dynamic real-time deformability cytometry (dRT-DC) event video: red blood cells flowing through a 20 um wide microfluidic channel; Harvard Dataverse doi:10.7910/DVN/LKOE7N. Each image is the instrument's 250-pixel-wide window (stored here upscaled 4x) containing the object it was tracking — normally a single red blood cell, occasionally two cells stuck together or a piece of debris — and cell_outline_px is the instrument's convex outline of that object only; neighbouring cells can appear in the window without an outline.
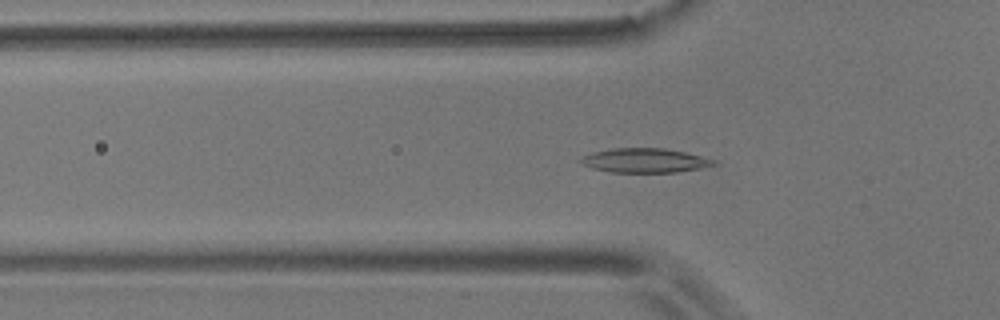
{"species": "common noctule bat (a hibernating species)", "species_latin": "Nyctalus noctula", "temperature_condition": "room temperature", "stored_images_in_passage": 42, "camera_frame_rate_fps": 3000, "um_per_image_px": 0.085, "animal": {"sex": "male", "body_mass_g": 17.9}, "frame": {"image": 1, "passage_image": 6, "time_ms": 1.667, "image_size_px": [1000, 320], "cell_outline_px": [[720, 164], [700, 168], [676, 172], [612, 172], [592, 168], [584, 164], [580, 160], [584, 156], [592, 152], [612, 148], [664, 148], [684, 152], [716, 160]], "centroid_in_image_um": [54.85, 13.64], "position_along_channel_um": 71.0, "area_um2": 18.67}}
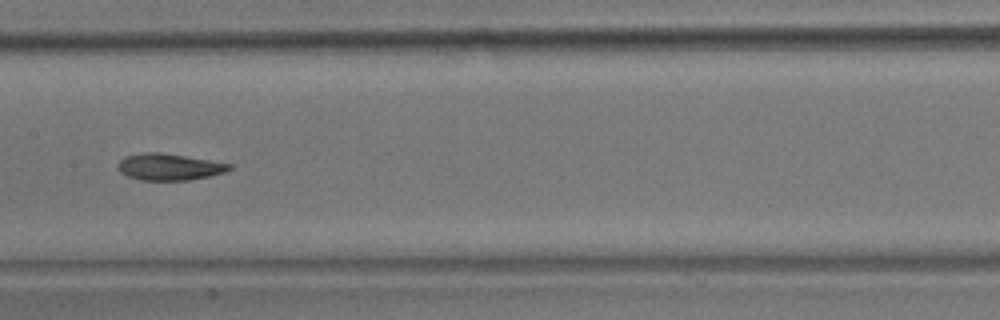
{"frame": {"image": 2, "passage_image": 16, "time_ms": 5.0, "image_size_px": [1000, 320], "cell_outline_px": [[232, 168], [224, 172], [208, 176], [188, 180], [140, 180], [128, 176], [120, 172], [116, 168], [116, 164], [124, 156], [144, 152], [160, 152], [232, 164]], "centroid_in_image_um": [14.31, 14.18], "position_along_channel_um": 193.1, "area_um2": 17.22}}
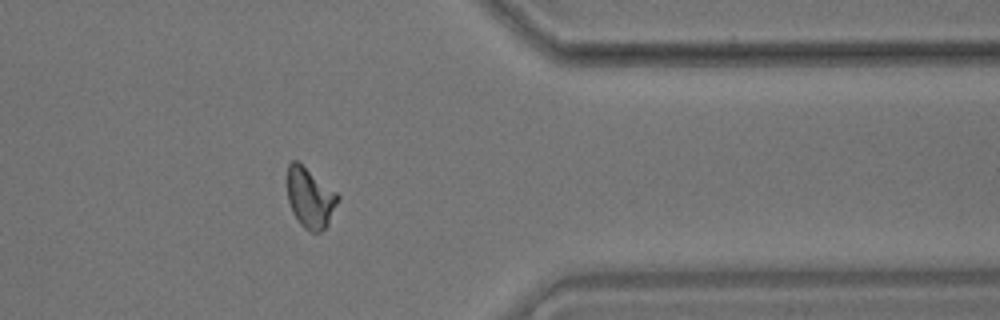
{"frame": {"image": 3, "passage_image": 33, "time_ms": 10.667, "image_size_px": [1000, 320], "cell_outline_px": [[340, 200], [328, 224], [320, 232], [312, 232], [304, 228], [300, 224], [292, 212], [288, 200], [288, 164], [292, 160], [296, 160], [336, 192], [340, 196]], "centroid_in_image_um": [26.37, 16.84], "position_along_channel_um": 385.0, "area_um2": 17.57}}